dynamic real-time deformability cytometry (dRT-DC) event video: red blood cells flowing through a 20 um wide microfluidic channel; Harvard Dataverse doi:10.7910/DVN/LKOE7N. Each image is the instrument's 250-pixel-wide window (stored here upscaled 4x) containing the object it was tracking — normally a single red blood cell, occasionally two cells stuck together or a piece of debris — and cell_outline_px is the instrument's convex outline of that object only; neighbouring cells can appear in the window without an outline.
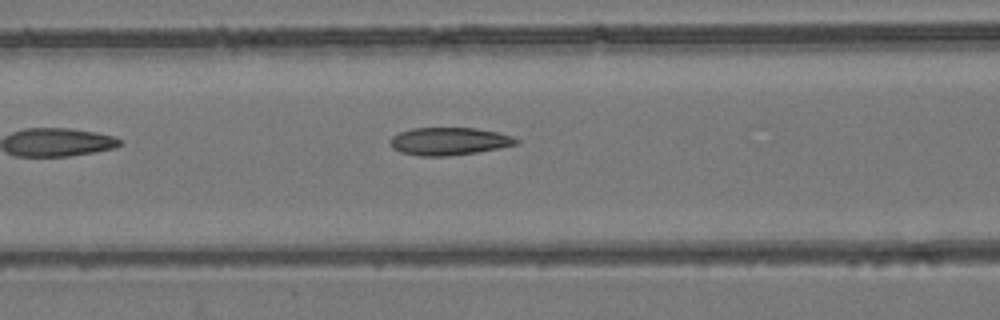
{"species": "common noctule bat (a hibernating species)", "species_latin": "Nyctalus noctula", "temperature_condition": "room temperature", "stored_images_in_passage": 5, "camera_frame_rate_fps": 3000, "um_per_image_px": 0.085, "animal": {"sex": "female", "body_mass_g": 24.6, "forearm_length_mm": 56.2}, "frame": {"image": 1, "passage_image": 5, "time_ms": 5.667, "image_size_px": [1000, 320], "cell_outline_px": [[520, 144], [500, 148], [476, 152], [448, 156], [420, 156], [400, 152], [392, 148], [388, 140], [392, 136], [400, 132], [412, 128], [476, 128], [496, 132], [512, 136], [520, 140]], "centroid_in_image_um": [38.17, 12.01], "position_along_channel_um": 128.4, "area_um2": 20.46}}